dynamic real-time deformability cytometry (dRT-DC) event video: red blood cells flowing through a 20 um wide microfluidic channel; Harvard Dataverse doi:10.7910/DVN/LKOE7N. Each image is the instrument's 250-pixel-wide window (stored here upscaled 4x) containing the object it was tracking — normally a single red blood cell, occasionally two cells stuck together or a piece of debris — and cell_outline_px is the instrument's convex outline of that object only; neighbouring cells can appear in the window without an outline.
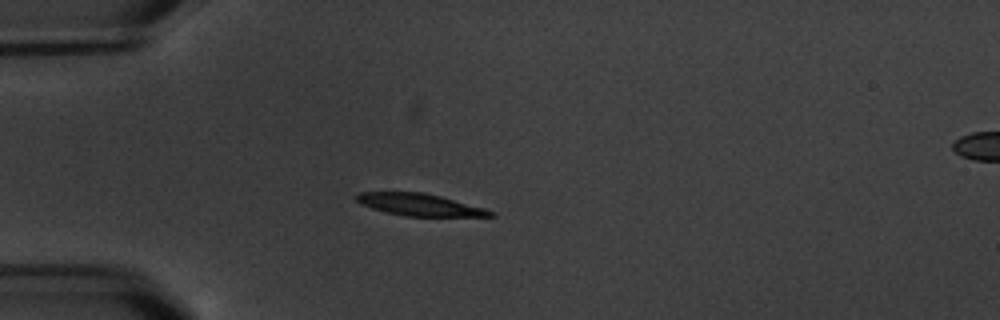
{"species": "common noctule bat (a hibernating species)", "species_latin": "Nyctalus noctula", "temperature_condition": "warm", "stored_images_in_passage": 3, "camera_frame_rate_fps": 3000, "um_per_image_px": 0.085, "animal": {"sex": "male", "body_mass_g": 20.1, "forearm_length_mm": 53.5}, "frame": {"image": 1, "passage_image": 3, "time_ms": 3.0, "image_size_px": [1000, 320], "cell_outline_px": [[496, 216], [404, 216], [372, 208], [360, 204], [352, 196], [360, 192], [424, 192], [440, 196], [484, 208], [496, 212]], "centroid_in_image_um": [35.64, 17.39], "position_along_channel_um": 49.4, "area_um2": 17.17}}